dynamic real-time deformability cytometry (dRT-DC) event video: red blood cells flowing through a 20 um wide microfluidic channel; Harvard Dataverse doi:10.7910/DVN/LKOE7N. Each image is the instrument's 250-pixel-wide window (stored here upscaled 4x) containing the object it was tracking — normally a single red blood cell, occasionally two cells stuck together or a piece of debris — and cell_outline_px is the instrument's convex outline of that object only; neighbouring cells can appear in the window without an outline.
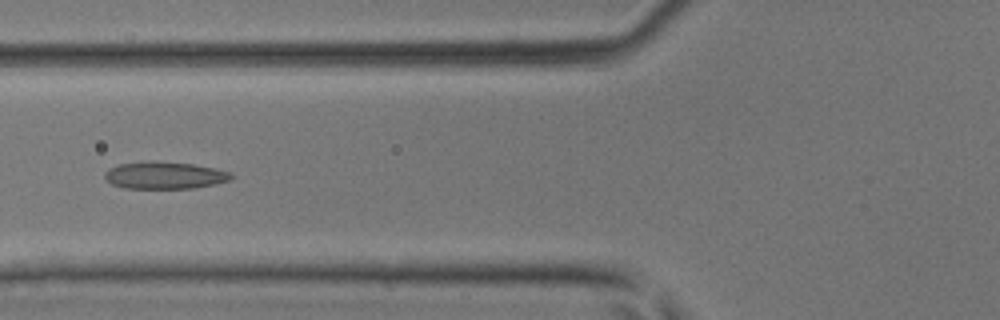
{"species": "common noctule bat (a hibernating species)", "species_latin": "Nyctalus noctula", "temperature_condition": "room temperature", "stored_images_in_passage": 45, "camera_frame_rate_fps": 3000, "um_per_image_px": 0.085, "animal": {"sex": "male", "body_mass_g": 17.9, "forearm_length_mm": 54.2}, "frame": {"image": 1, "passage_image": 18, "time_ms": 5.667, "image_size_px": [1000, 320], "cell_outline_px": [[236, 176], [232, 180], [216, 184], [192, 188], [124, 188], [112, 184], [104, 176], [104, 172], [108, 168], [120, 164], [148, 160], [192, 164], [216, 168], [232, 172]], "centroid_in_image_um": [14.04, 14.89], "position_along_channel_um": 111.8, "area_um2": 20.29}}
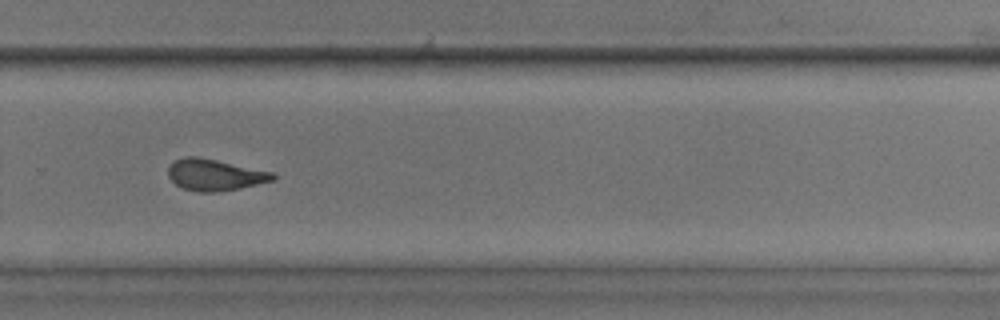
{"frame": {"image": 2, "passage_image": 31, "time_ms": 10.0, "image_size_px": [1000, 320], "cell_outline_px": [[276, 180], [240, 188], [216, 192], [196, 192], [184, 188], [176, 184], [168, 176], [168, 168], [176, 160], [184, 156], [196, 156], [216, 160], [272, 172], [276, 176]], "centroid_in_image_um": [18.26, 14.87], "position_along_channel_um": 311.5, "area_um2": 19.02}}
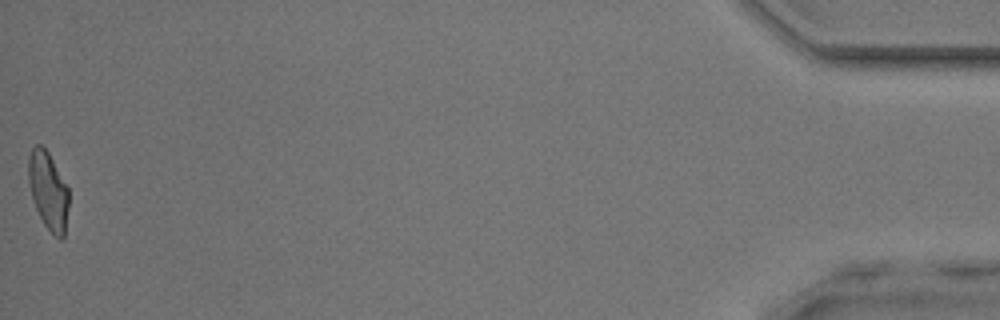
{"frame": {"image": 3, "passage_image": 45, "time_ms": 14.667, "image_size_px": [1000, 320], "cell_outline_px": [[68, 208], [64, 236], [60, 240], [44, 224], [36, 208], [32, 196], [28, 180], [28, 156], [32, 148], [36, 144], [40, 144], [48, 152], [68, 188]], "centroid_in_image_um": [4.09, 16.19], "position_along_channel_um": 431.1, "area_um2": 17.98}}